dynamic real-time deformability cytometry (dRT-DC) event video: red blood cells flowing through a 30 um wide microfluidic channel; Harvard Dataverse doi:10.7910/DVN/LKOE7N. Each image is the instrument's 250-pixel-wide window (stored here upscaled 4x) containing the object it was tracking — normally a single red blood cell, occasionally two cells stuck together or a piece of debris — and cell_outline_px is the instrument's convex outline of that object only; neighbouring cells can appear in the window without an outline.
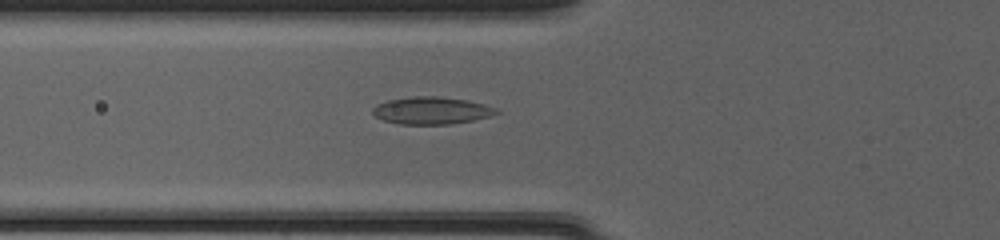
{"species": "common noctule bat (a hibernating species)", "species_latin": "Nyctalus noctula", "temperature_condition": "cold", "stored_images_in_passage": 51, "camera_frame_rate_fps": 3000, "um_per_image_px": 0.085, "animal": {"sex": "female", "body_mass_g": 20.0, "forearm_length_mm": 54.0}, "frame": {"image": 1, "passage_image": 20, "time_ms": 6.333, "image_size_px": [1000, 240], "cell_outline_px": [[500, 112], [488, 116], [472, 120], [452, 124], [400, 124], [384, 120], [376, 116], [372, 112], [372, 108], [376, 104], [388, 100], [412, 96], [440, 96], [468, 100], [484, 104], [496, 108]], "centroid_in_image_um": [36.66, 9.38], "position_along_channel_um": 89.1, "area_um2": 19.65}}
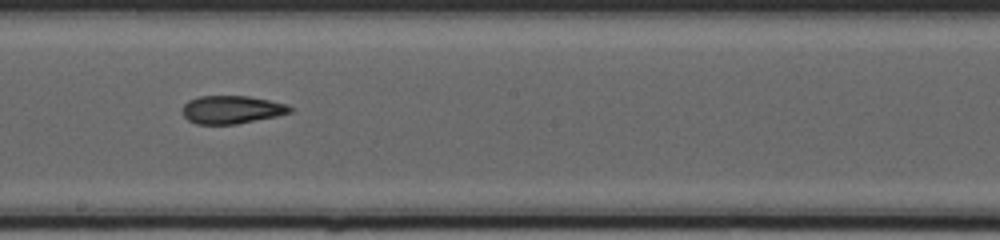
{"frame": {"image": 2, "passage_image": 30, "time_ms": 9.667, "image_size_px": [1000, 240], "cell_outline_px": [[292, 112], [276, 116], [236, 124], [196, 124], [188, 120], [184, 116], [180, 108], [188, 100], [200, 96], [248, 96], [288, 104], [292, 108]], "centroid_in_image_um": [19.66, 9.32], "position_along_channel_um": 228.5, "area_um2": 17.63}}
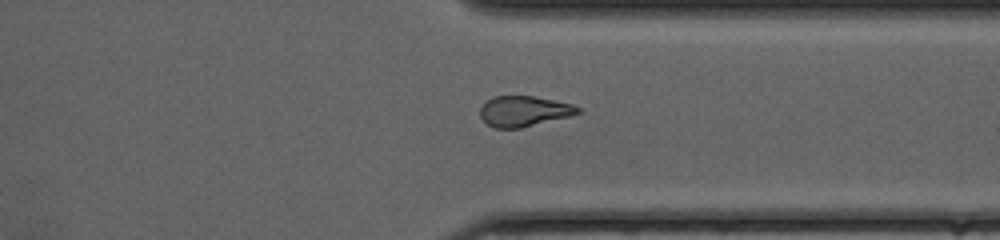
{"frame": {"image": 3, "passage_image": 40, "time_ms": 13.0, "image_size_px": [1000, 240], "cell_outline_px": [[580, 112], [568, 116], [520, 128], [496, 128], [488, 124], [480, 116], [480, 108], [492, 96], [536, 96], [572, 104], [580, 108]], "centroid_in_image_um": [44.52, 9.44], "position_along_channel_um": 366.9, "area_um2": 17.11}, "authors_computed_cell_mechanics": {"area_um2": 18.9006, "velocity_mm_per_s": 4.1556, "shape_relaxation_time_tau1_ms": null, "shape_relaxation_time_tau2_ms": 2.4353, "deformation_change_tau1": null, "deformation_change_tau2": 0.099}}